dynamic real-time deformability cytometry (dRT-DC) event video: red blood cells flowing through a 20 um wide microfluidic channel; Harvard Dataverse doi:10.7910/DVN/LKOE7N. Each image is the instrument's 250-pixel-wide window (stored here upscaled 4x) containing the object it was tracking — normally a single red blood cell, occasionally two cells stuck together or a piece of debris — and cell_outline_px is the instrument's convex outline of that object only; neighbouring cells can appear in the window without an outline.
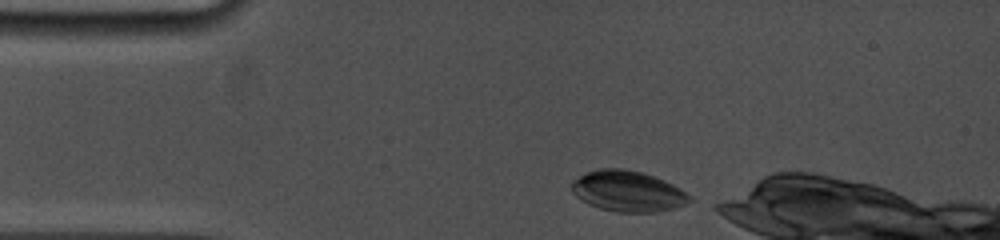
{"species": "common noctule bat (a hibernating species)", "species_latin": "Nyctalus noctula", "temperature_condition": "cold", "stored_images_in_passage": 39, "camera_frame_rate_fps": 5000, "um_per_image_px": 0.085, "animal": {"sex": "female", "body_mass_g": 19.0, "forearm_length_mm": 53.3}, "frame": {"image": 1, "passage_image": 1, "time_ms": 0.0, "image_size_px": [1000, 240], "cell_outline_px": [[692, 200], [676, 208], [656, 212], [616, 212], [600, 208], [588, 204], [576, 196], [572, 192], [572, 180], [588, 172], [600, 168], [624, 168], [640, 172], [664, 180], [680, 188], [692, 196]], "centroid_in_image_um": [53.37, 16.26], "position_along_channel_um": 31.6, "area_um2": 27.98}}
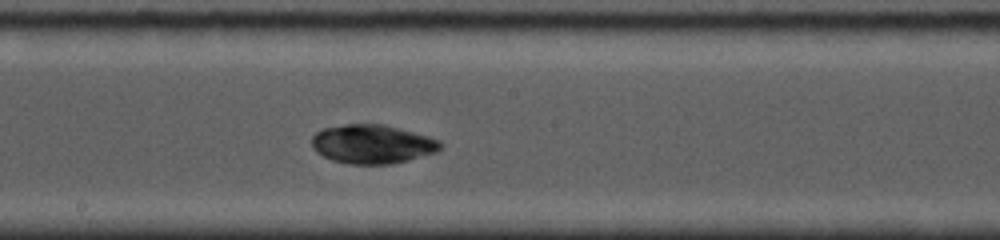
{"frame": {"image": 2, "passage_image": 22, "time_ms": 6.0, "image_size_px": [1000, 240], "cell_outline_px": [[444, 144], [436, 152], [408, 160], [392, 164], [348, 164], [332, 160], [316, 152], [312, 148], [312, 136], [316, 132], [324, 128], [344, 124], [384, 124], [428, 136], [440, 140]], "centroid_in_image_um": [31.64, 12.25], "position_along_channel_um": 216.6, "area_um2": 29.25}}
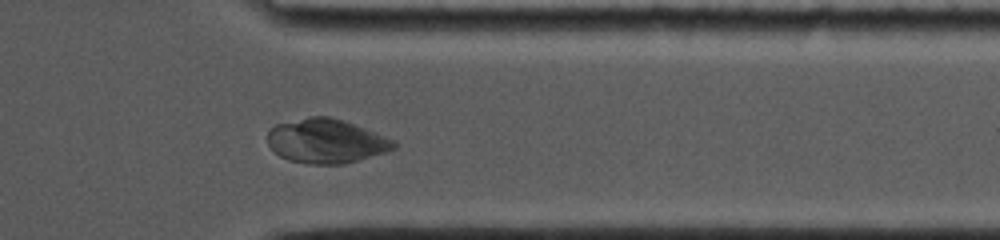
{"frame": {"image": 3, "passage_image": 38, "time_ms": 10.4, "image_size_px": [1000, 240], "cell_outline_px": [[396, 148], [360, 160], [344, 164], [308, 164], [288, 160], [280, 156], [268, 144], [268, 128], [276, 124], [308, 116], [328, 116], [364, 128], [384, 136], [392, 140], [396, 144]], "centroid_in_image_um": [27.68, 12.0], "position_along_channel_um": 383.7, "area_um2": 32.31}}